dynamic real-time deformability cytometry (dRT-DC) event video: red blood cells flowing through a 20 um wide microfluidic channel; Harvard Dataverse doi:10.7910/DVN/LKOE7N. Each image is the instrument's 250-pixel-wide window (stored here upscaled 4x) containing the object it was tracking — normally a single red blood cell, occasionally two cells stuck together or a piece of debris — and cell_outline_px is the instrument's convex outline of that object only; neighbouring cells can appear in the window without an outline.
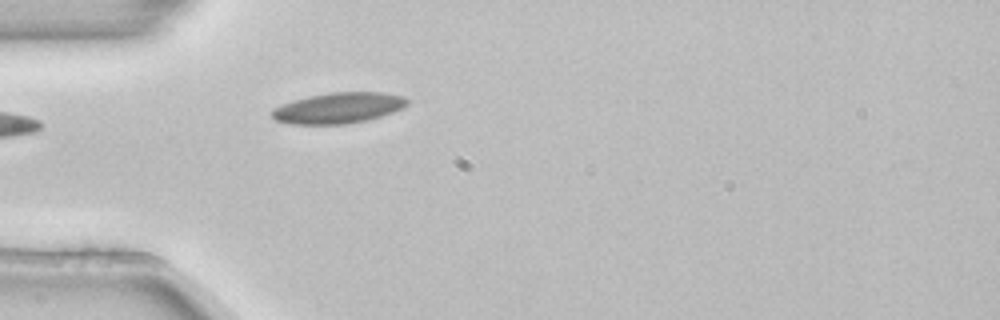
{"species": "common noctule bat (a hibernating species)", "species_latin": "Nyctalus noctula", "temperature_condition": "room temperature", "stored_images_in_passage": 4, "camera_frame_rate_fps": 3000, "um_per_image_px": 0.085, "animal": {"sex": "female", "body_mass_g": 22.7, "forearm_length_mm": 54.2}, "frame": {"image": 1, "passage_image": 4, "time_ms": 1.0, "image_size_px": [1000, 320], "cell_outline_px": [[408, 104], [404, 108], [368, 120], [348, 124], [288, 124], [276, 120], [268, 112], [272, 108], [292, 100], [308, 96], [332, 92], [384, 92], [404, 96], [408, 100]], "centroid_in_image_um": [28.75, 9.17], "position_along_channel_um": 56.3, "area_um2": 24.57}}